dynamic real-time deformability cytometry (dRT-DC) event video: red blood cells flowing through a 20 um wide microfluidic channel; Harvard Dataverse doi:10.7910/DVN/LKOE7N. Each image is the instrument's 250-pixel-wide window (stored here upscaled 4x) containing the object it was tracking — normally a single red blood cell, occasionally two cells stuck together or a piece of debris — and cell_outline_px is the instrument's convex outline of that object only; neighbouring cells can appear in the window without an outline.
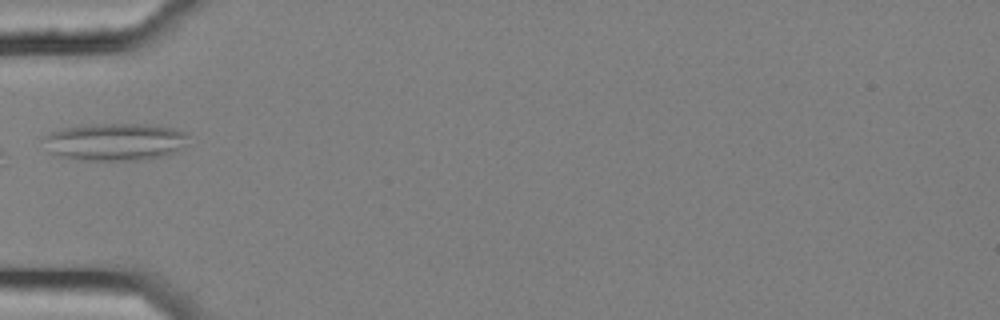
{"species": "common noctule bat (a hibernating species)", "species_latin": "Nyctalus noctula", "temperature_condition": "cold", "stored_images_in_passage": 5, "camera_frame_rate_fps": 3000, "um_per_image_px": 0.085, "animal": {"sex": "female", "body_mass_g": 25.1}, "frame": {"image": 1, "passage_image": 2, "time_ms": 0.333, "image_size_px": [1000, 320], "cell_outline_px": [[188, 136], [176, 152], [144, 160], [80, 160], [52, 156], [48, 152], [40, 140], [44, 136], [52, 132], [64, 128], [100, 124], [152, 124], [176, 128], [184, 132]], "centroid_in_image_um": [9.69, 12.06], "position_along_channel_um": 75.3, "area_um2": 31.79}}